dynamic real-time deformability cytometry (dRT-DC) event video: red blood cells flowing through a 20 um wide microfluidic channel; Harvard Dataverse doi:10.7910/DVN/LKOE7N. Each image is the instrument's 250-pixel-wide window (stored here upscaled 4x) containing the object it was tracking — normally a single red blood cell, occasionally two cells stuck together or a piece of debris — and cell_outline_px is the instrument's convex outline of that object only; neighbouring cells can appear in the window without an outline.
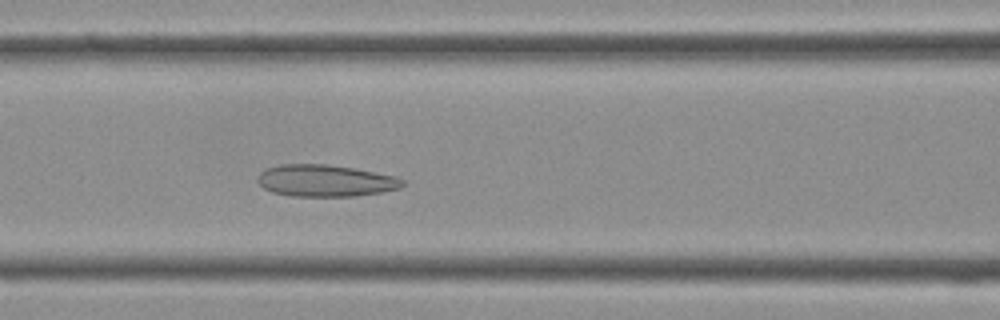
{"species": "Egyptian fruit bat (a non-hibernating species)", "species_latin": "Rousettus aegyptiacus", "temperature_condition": "cold", "stored_images_in_passage": 38, "camera_frame_rate_fps": 3000, "um_per_image_px": 0.085, "frame": {"image": 1, "passage_image": 15, "time_ms": 4.667, "image_size_px": [1000, 320], "cell_outline_px": [[408, 184], [400, 188], [380, 192], [356, 196], [292, 196], [272, 192], [264, 188], [256, 180], [260, 172], [268, 168], [280, 164], [324, 164], [352, 168], [396, 176], [404, 180]], "centroid_in_image_um": [27.67, 15.36], "position_along_channel_um": 138.9, "area_um2": 26.88}}
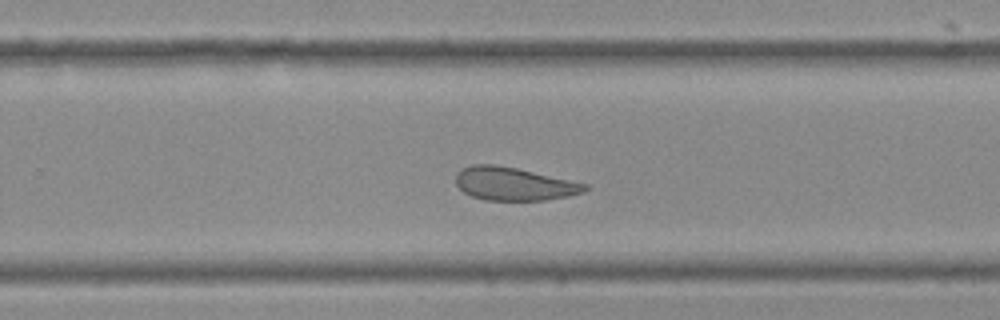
{"frame": {"image": 2, "passage_image": 24, "time_ms": 7.667, "image_size_px": [1000, 320], "cell_outline_px": [[588, 188], [584, 192], [568, 196], [544, 200], [484, 200], [472, 196], [464, 192], [456, 184], [456, 172], [460, 168], [472, 164], [496, 164], [516, 168], [588, 184]], "centroid_in_image_um": [43.65, 15.62], "position_along_channel_um": 286.2, "area_um2": 24.91}}
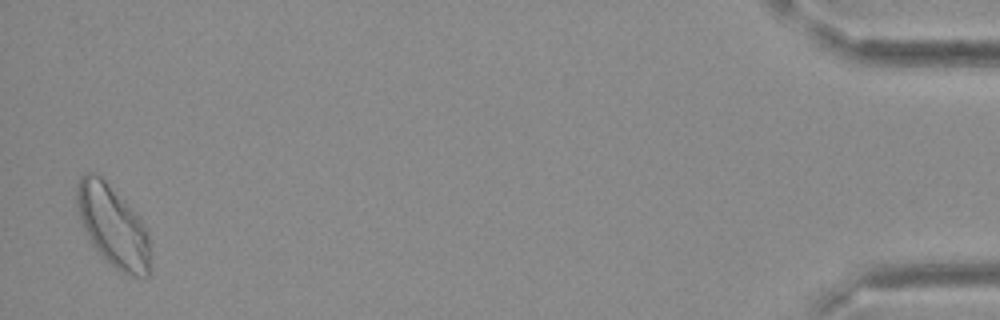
{"frame": {"image": 3, "passage_image": 38, "time_ms": 12.333, "image_size_px": [1000, 320], "cell_outline_px": [[152, 272], [148, 276], [132, 276], [120, 272], [92, 244], [80, 220], [76, 204], [76, 184], [80, 176], [88, 172], [96, 172], [140, 216], [148, 228], [152, 268]], "centroid_in_image_um": [9.64, 19.22], "position_along_channel_um": 425.6, "area_um2": 35.14}}